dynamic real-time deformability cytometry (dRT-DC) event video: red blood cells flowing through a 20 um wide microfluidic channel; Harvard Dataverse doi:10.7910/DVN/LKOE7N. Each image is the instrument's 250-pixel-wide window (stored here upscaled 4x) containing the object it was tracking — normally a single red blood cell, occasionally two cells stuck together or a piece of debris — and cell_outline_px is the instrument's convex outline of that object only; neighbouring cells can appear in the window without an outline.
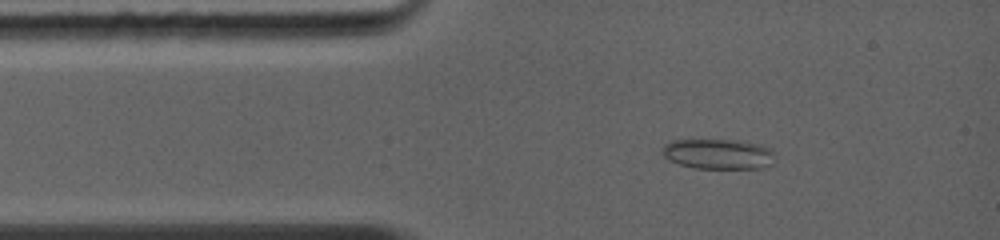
{"species": "common noctule bat (a hibernating species)", "species_latin": "Nyctalus noctula", "temperature_condition": "warm", "stored_images_in_passage": 47, "camera_frame_rate_fps": 5000, "um_per_image_px": 0.085, "animal": {"sex": "female", "body_mass_g": 19.0, "forearm_length_mm": 56.7}, "frame": {"image": 1, "passage_image": 4, "time_ms": 1.0, "image_size_px": [1000, 240], "cell_outline_px": [[776, 156], [772, 164], [760, 168], [692, 168], [668, 160], [660, 152], [664, 144], [672, 140], [740, 140], [760, 144], [768, 148]], "centroid_in_image_um": [61.03, 13.09], "position_along_channel_um": 24.0, "area_um2": 20.0}}
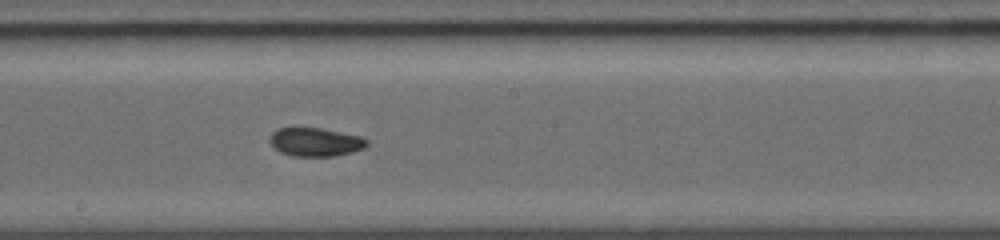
{"frame": {"image": 2, "passage_image": 22, "time_ms": 6.0, "image_size_px": [1000, 240], "cell_outline_px": [[368, 144], [364, 148], [352, 152], [332, 156], [296, 156], [280, 152], [268, 140], [272, 132], [276, 128], [320, 128], [364, 136], [368, 140]], "centroid_in_image_um": [26.84, 12.06], "position_along_channel_um": 221.4, "area_um2": 16.18}}
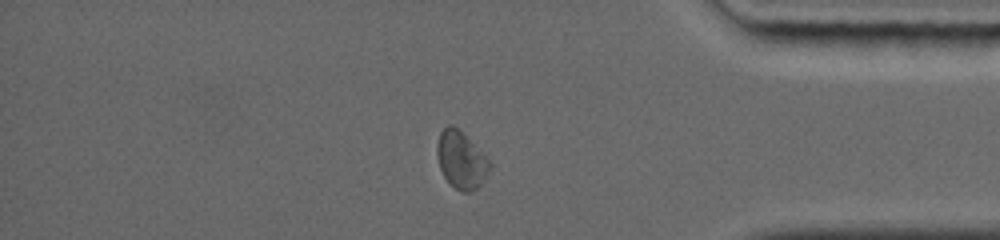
{"frame": {"image": 3, "passage_image": 37, "time_ms": 10.4, "image_size_px": [1000, 240], "cell_outline_px": [[492, 164], [480, 184], [472, 192], [460, 192], [444, 176], [440, 168], [436, 152], [436, 144], [440, 132], [448, 124], [452, 124]], "centroid_in_image_um": [39.15, 13.61], "position_along_channel_um": 396.1, "area_um2": 16.88}, "authors_computed_cell_mechanics": {"area_um2": 16.762, "velocity_mm_per_s": 4.426, "shape_relaxation_time_tau1_ms": null, "shape_relaxation_time_tau2_ms": 2.1225, "deformation_change_tau1": null, "deformation_change_tau2": 0.053}}